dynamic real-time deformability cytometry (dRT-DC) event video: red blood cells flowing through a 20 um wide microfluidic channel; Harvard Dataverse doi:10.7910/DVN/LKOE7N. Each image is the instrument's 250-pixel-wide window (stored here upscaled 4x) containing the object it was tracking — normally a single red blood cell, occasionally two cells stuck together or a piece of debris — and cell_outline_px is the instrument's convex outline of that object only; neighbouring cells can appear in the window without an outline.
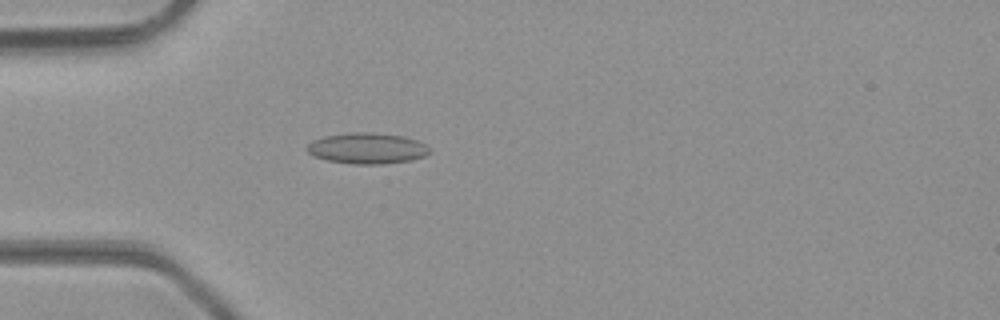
{"species": "common noctule bat (a hibernating species)", "species_latin": "Nyctalus noctula", "temperature_condition": "room temperature", "stored_images_in_passage": 41, "camera_frame_rate_fps": 3000, "um_per_image_px": 0.085, "animal": {"sex": "male", "body_mass_g": 23.1, "forearm_length_mm": 52.7}, "frame": {"image": 1, "passage_image": 8, "time_ms": 2.333, "image_size_px": [1000, 320], "cell_outline_px": [[432, 152], [424, 156], [412, 160], [384, 164], [352, 164], [328, 160], [316, 156], [308, 152], [304, 148], [312, 140], [324, 136], [352, 132], [372, 132], [404, 136], [416, 140], [424, 144]], "centroid_in_image_um": [31.2, 12.6], "position_along_channel_um": 53.8, "area_um2": 22.14}}
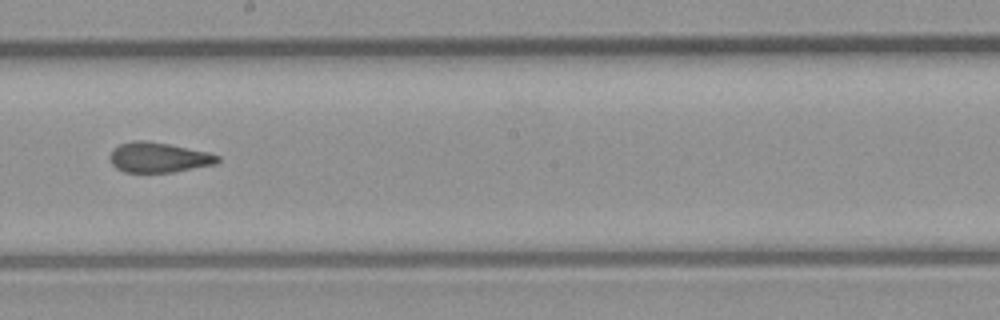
{"frame": {"image": 2, "passage_image": 21, "time_ms": 6.667, "image_size_px": [1000, 320], "cell_outline_px": [[220, 160], [216, 164], [172, 172], [124, 172], [116, 168], [112, 164], [112, 152], [120, 144], [132, 140], [144, 140], [168, 144], [208, 152], [220, 156]], "centroid_in_image_um": [13.52, 13.38], "position_along_channel_um": 234.7, "area_um2": 18.61}}
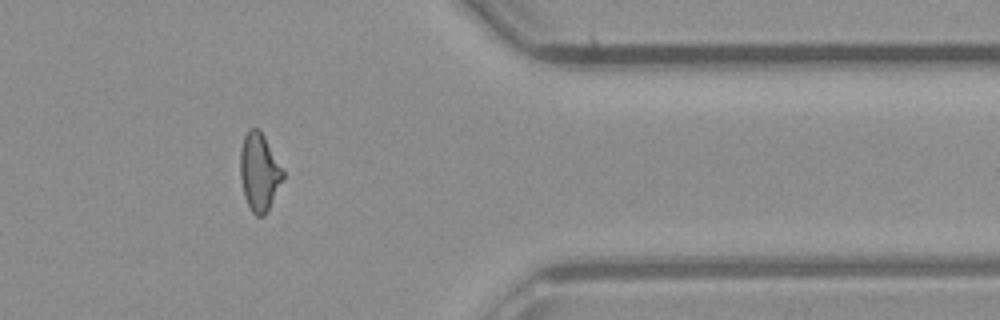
{"frame": {"image": 3, "passage_image": 33, "time_ms": 10.667, "image_size_px": [1000, 320], "cell_outline_px": [[284, 180], [264, 216], [256, 216], [252, 212], [244, 196], [240, 176], [240, 152], [244, 136], [248, 128], [260, 128], [284, 172]], "centroid_in_image_um": [22.03, 14.61], "position_along_channel_um": 389.4, "area_um2": 19.36}, "authors_computed_cell_mechanics": {"area_um2": 19.363, "velocity_mm_per_s": 4.3489, "shape_relaxation_time_tau1_ms": null, "shape_relaxation_time_tau2_ms": 1.9464, "deformation_change_tau1": null, "deformation_change_tau2": 0.0985}}